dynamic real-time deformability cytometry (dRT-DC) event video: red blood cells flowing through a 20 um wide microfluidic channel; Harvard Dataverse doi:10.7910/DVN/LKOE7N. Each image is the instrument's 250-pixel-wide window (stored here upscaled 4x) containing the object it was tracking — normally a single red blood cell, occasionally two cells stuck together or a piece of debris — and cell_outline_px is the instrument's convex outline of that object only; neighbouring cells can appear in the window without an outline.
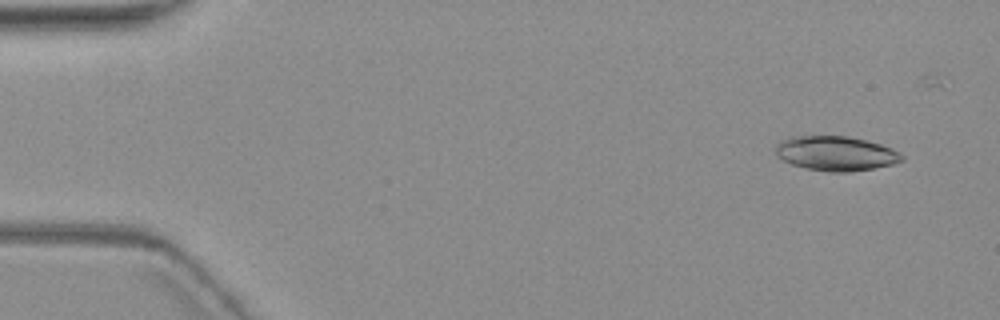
{"species": "common noctule bat (a hibernating species)", "species_latin": "Nyctalus noctula", "temperature_condition": "warm", "stored_images_in_passage": 4, "camera_frame_rate_fps": 3000, "um_per_image_px": 0.085, "animal": {"sex": "female", "body_mass_g": 19.3, "forearm_length_mm": 54.1}, "frame": {"image": 1, "passage_image": 1, "time_ms": 0.0, "image_size_px": [1000, 320], "cell_outline_px": [[904, 160], [892, 164], [872, 168], [848, 172], [828, 172], [804, 168], [792, 164], [776, 156], [776, 144], [780, 140], [792, 136], [848, 136], [880, 144], [892, 148], [900, 152], [904, 156]], "centroid_in_image_um": [71.03, 13.04], "position_along_channel_um": 14.0, "area_um2": 25.49}}
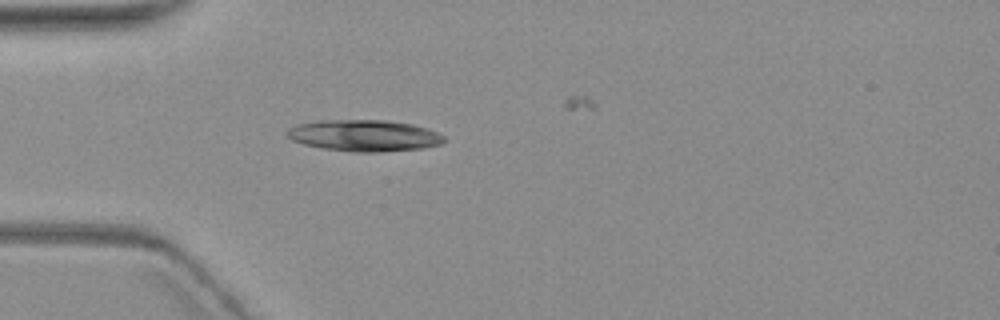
{"frame": {"image": 2, "passage_image": 4, "time_ms": 4.333, "image_size_px": [1000, 320], "cell_outline_px": [[448, 140], [440, 144], [424, 148], [380, 152], [352, 152], [320, 148], [304, 144], [292, 140], [284, 132], [288, 128], [296, 124], [324, 120], [384, 120], [412, 124], [428, 128], [444, 136]], "centroid_in_image_um": [30.96, 11.53], "position_along_channel_um": 54.0, "area_um2": 29.02}}